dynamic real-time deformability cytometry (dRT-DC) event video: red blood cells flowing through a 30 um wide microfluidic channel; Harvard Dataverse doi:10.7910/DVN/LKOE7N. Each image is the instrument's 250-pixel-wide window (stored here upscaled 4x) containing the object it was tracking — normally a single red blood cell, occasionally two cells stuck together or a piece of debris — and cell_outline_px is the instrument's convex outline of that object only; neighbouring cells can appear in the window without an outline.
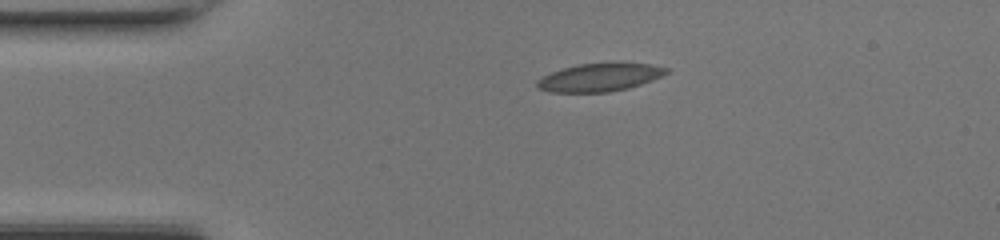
{"species": "common noctule bat (a hibernating species)", "species_latin": "Nyctalus noctula", "temperature_condition": "room temperature", "stored_images_in_passage": 39, "camera_frame_rate_fps": 3000, "um_per_image_px": 0.085, "animal": {"sex": "female", "body_mass_g": 17.0, "forearm_length_mm": 48.0}, "frame": {"image": 1, "passage_image": 1, "time_ms": 0.0, "image_size_px": [1000, 240], "cell_outline_px": [[668, 72], [652, 80], [628, 88], [608, 92], [552, 92], [536, 88], [536, 80], [552, 72], [564, 68], [580, 64], [620, 60], [624, 60], [652, 64], [668, 68]], "centroid_in_image_um": [51.02, 6.53], "position_along_channel_um": 34.0, "area_um2": 21.68}}
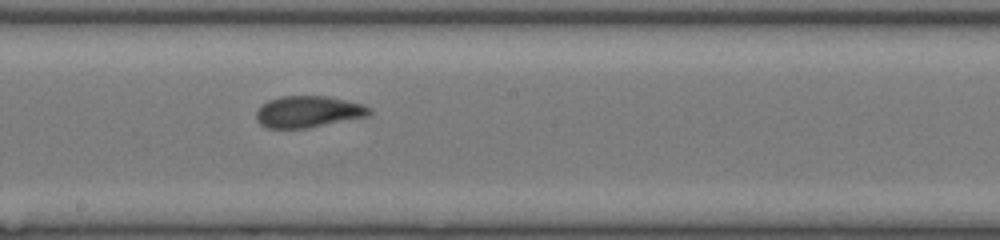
{"frame": {"image": 2, "passage_image": 17, "time_ms": 5.333, "image_size_px": [1000, 240], "cell_outline_px": [[372, 112], [368, 116], [308, 128], [268, 128], [260, 124], [256, 120], [256, 112], [260, 104], [268, 100], [280, 96], [328, 96], [360, 104], [372, 108]], "centroid_in_image_um": [26.16, 9.49], "position_along_channel_um": 222.0, "area_um2": 20.87}}
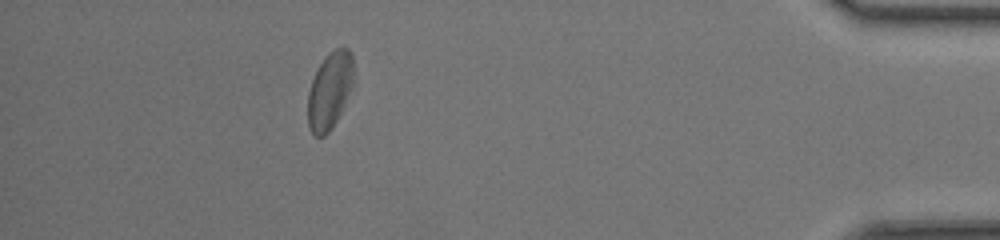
{"frame": {"image": 3, "passage_image": 34, "time_ms": 11.0, "image_size_px": [1000, 240], "cell_outline_px": [[352, 80], [344, 104], [332, 128], [324, 136], [316, 136], [308, 128], [308, 92], [312, 80], [324, 56], [328, 52], [336, 48], [348, 48], [352, 56]], "centroid_in_image_um": [27.99, 7.69], "position_along_channel_um": 407.2, "area_um2": 20.0}, "authors_computed_cell_mechanics": {"area_um2": 20.8658, "velocity_mm_per_s": 4.2841, "shape_relaxation_time_tau1_ms": 5.6409, "shape_relaxation_time_tau2_ms": 1.756, "deformation_change_tau1": 0.1267, "deformation_change_tau2": 0.0784}}